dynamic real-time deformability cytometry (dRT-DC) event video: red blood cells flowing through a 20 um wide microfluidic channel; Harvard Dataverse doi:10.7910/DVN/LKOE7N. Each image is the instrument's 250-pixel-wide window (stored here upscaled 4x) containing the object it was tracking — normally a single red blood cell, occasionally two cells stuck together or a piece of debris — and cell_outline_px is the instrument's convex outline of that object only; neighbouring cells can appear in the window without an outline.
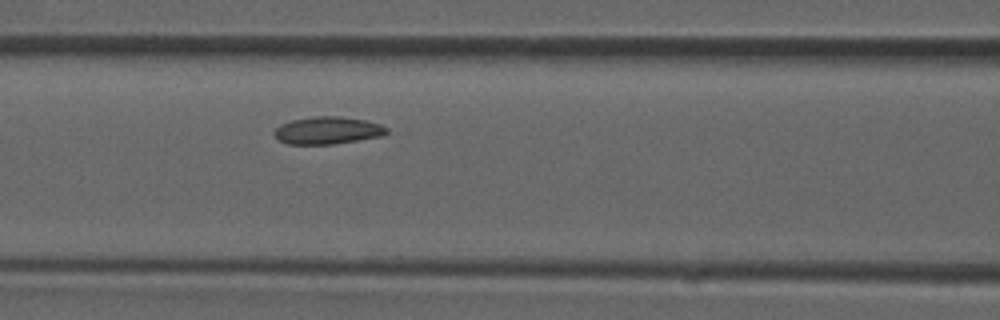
{"species": "common noctule bat (a hibernating species)", "species_latin": "Nyctalus noctula", "temperature_condition": "room temperature", "stored_images_in_passage": 25, "camera_frame_rate_fps": 3000, "um_per_image_px": 0.085, "animal": {"sex": "male", "forearm_length_mm": 52.5}, "frame": {"image": 1, "passage_image": 7, "time_ms": 2.0, "image_size_px": [1000, 320], "cell_outline_px": [[388, 132], [384, 136], [332, 144], [288, 144], [280, 140], [272, 132], [280, 124], [292, 120], [312, 116], [340, 116], [364, 120], [380, 124], [388, 128]], "centroid_in_image_um": [27.86, 11.08], "position_along_channel_um": 138.7, "area_um2": 17.98}}
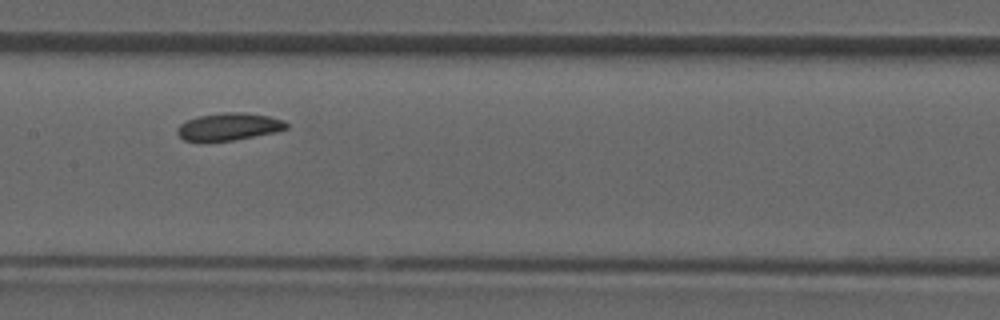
{"frame": {"image": 2, "passage_image": 10, "time_ms": 3.0, "image_size_px": [1000, 320], "cell_outline_px": [[288, 128], [272, 132], [232, 140], [184, 140], [176, 132], [176, 128], [180, 124], [188, 120], [200, 116], [224, 112], [240, 112], [268, 116], [284, 120], [288, 124]], "centroid_in_image_um": [19.45, 10.75], "position_along_channel_um": 188.0, "area_um2": 16.88}}
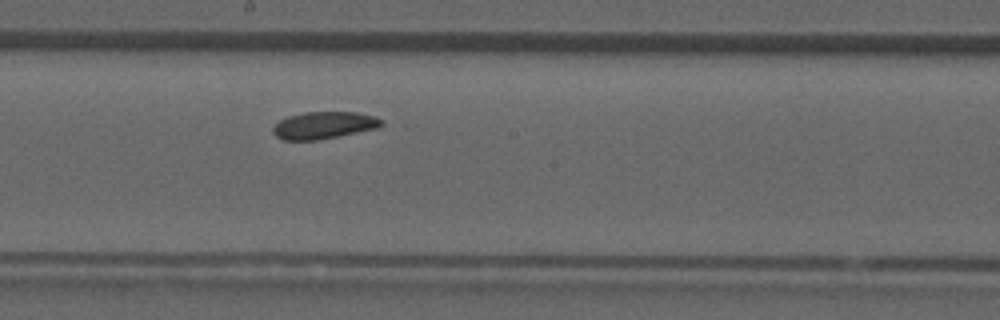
{"frame": {"image": 3, "passage_image": 12, "time_ms": 3.667, "image_size_px": [1000, 320], "cell_outline_px": [[384, 124], [376, 128], [316, 140], [280, 140], [272, 132], [272, 128], [280, 120], [288, 116], [304, 112], [356, 112], [376, 116], [384, 120]], "centroid_in_image_um": [27.52, 10.64], "position_along_channel_um": 220.7, "area_um2": 17.11}}